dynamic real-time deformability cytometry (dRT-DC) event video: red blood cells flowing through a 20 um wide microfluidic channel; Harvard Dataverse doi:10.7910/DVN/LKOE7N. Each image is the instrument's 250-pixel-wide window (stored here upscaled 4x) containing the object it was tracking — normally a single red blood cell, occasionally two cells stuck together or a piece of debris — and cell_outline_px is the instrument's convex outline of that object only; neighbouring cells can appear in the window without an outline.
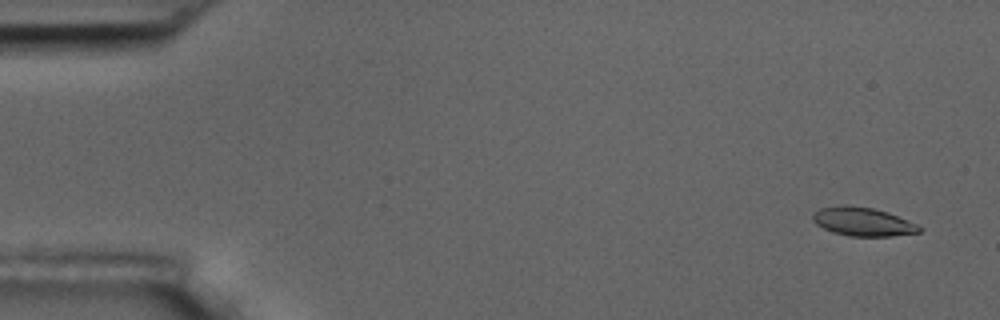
{"species": "common noctule bat (a hibernating species)", "species_latin": "Nyctalus noctula", "temperature_condition": "room temperature", "stored_images_in_passage": 5, "camera_frame_rate_fps": 3000, "um_per_image_px": 0.085, "animal": {"sex": "male", "body_mass_g": 17.5, "forearm_length_mm": 52.3}, "frame": {"image": 1, "passage_image": 1, "time_ms": 0.0, "image_size_px": [1000, 320], "cell_outline_px": [[924, 228], [920, 232], [892, 236], [848, 236], [832, 232], [816, 224], [812, 220], [812, 216], [820, 208], [844, 204], [848, 204], [872, 208], [888, 212], [916, 224]], "centroid_in_image_um": [73.33, 18.84], "position_along_channel_um": 11.7, "area_um2": 17.8}}
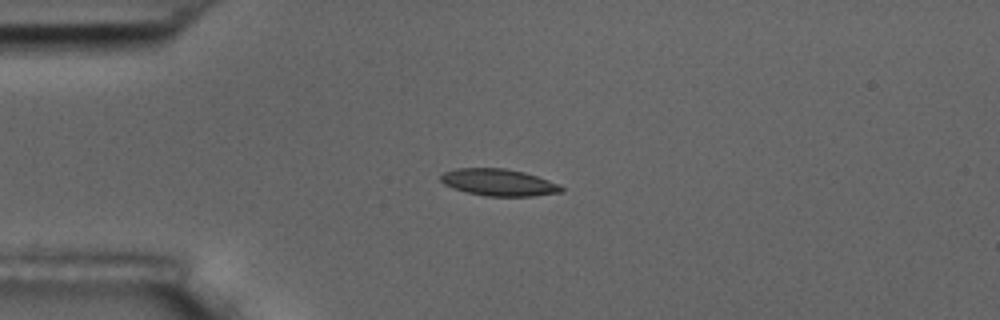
{"frame": {"image": 2, "passage_image": 4, "time_ms": 3.667, "image_size_px": [1000, 320], "cell_outline_px": [[564, 192], [532, 196], [484, 196], [452, 188], [444, 184], [440, 180], [440, 176], [444, 172], [456, 168], [504, 168], [524, 172], [560, 184], [564, 188]], "centroid_in_image_um": [42.4, 15.51], "position_along_channel_um": 42.6, "area_um2": 18.96}}